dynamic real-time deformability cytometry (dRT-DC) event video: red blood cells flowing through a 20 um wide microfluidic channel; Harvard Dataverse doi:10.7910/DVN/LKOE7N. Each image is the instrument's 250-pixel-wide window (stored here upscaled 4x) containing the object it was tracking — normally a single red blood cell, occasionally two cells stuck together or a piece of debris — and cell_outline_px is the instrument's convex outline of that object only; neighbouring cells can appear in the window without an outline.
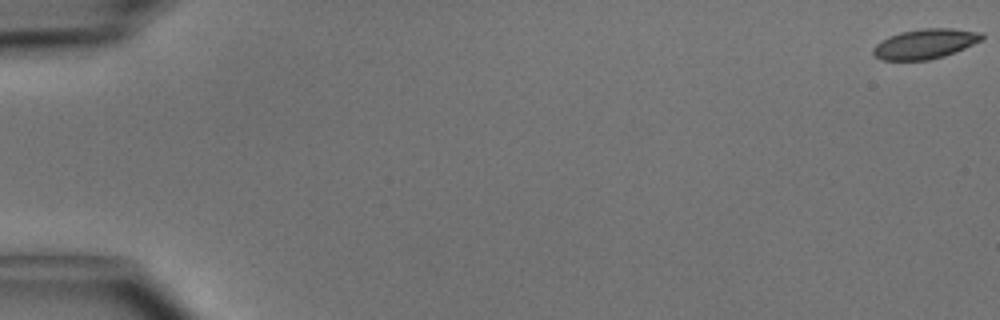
{"species": "common noctule bat (a hibernating species)", "species_latin": "Nyctalus noctula", "temperature_condition": "cold", "stored_images_in_passage": 50, "camera_frame_rate_fps": 3000, "um_per_image_px": 0.085, "animal": {"sex": "male", "body_mass_g": 15.6}, "frame": {"image": 1, "passage_image": 1, "time_ms": 0.0, "image_size_px": [1000, 320], "cell_outline_px": [[984, 40], [944, 56], [928, 60], [880, 60], [872, 52], [872, 48], [880, 40], [888, 36], [900, 32], [920, 28], [952, 28], [984, 32]], "centroid_in_image_um": [78.64, 3.71], "position_along_channel_um": 6.4, "area_um2": 19.19}}
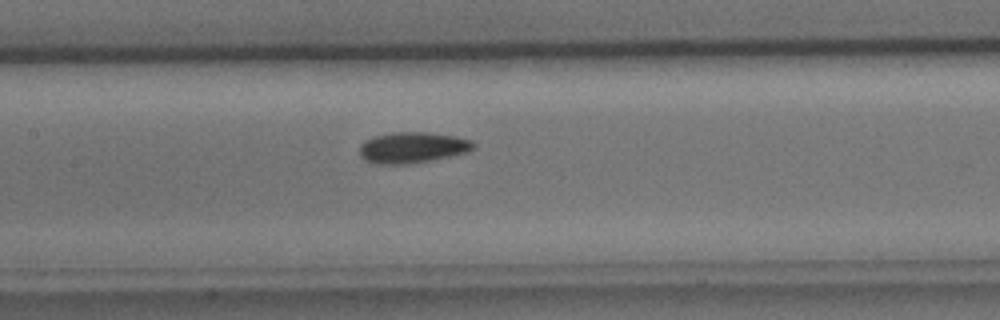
{"frame": {"image": 2, "passage_image": 25, "time_ms": 8.0, "image_size_px": [1000, 320], "cell_outline_px": [[476, 148], [468, 152], [432, 160], [408, 164], [372, 164], [364, 160], [360, 156], [360, 144], [364, 140], [372, 136], [392, 132], [428, 132], [456, 136], [472, 140], [476, 144]], "centroid_in_image_um": [35.05, 12.54], "position_along_channel_um": 172.3, "area_um2": 20.98}}
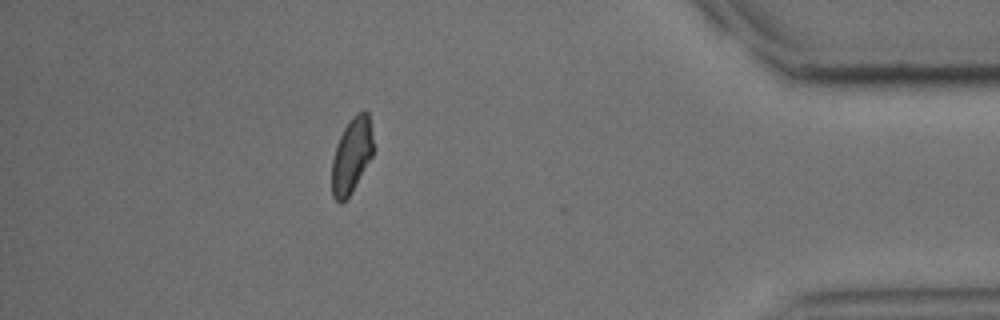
{"frame": {"image": 3, "passage_image": 45, "time_ms": 14.667, "image_size_px": [1000, 320], "cell_outline_px": [[376, 148], [372, 156], [352, 192], [340, 204], [332, 196], [332, 160], [336, 144], [344, 128], [352, 116], [356, 112], [364, 108], [368, 112]], "centroid_in_image_um": [29.92, 13.16], "position_along_channel_um": 405.3, "area_um2": 18.61}, "authors_computed_cell_mechanics": {"area_um2": 19.4497, "velocity_mm_per_s": 4.1027, "shape_relaxation_time_tau1_ms": 2.7366, "shape_relaxation_time_tau2_ms": 3.7482, "deformation_change_tau1": 0.0811, "deformation_change_tau2": 0.0808}}